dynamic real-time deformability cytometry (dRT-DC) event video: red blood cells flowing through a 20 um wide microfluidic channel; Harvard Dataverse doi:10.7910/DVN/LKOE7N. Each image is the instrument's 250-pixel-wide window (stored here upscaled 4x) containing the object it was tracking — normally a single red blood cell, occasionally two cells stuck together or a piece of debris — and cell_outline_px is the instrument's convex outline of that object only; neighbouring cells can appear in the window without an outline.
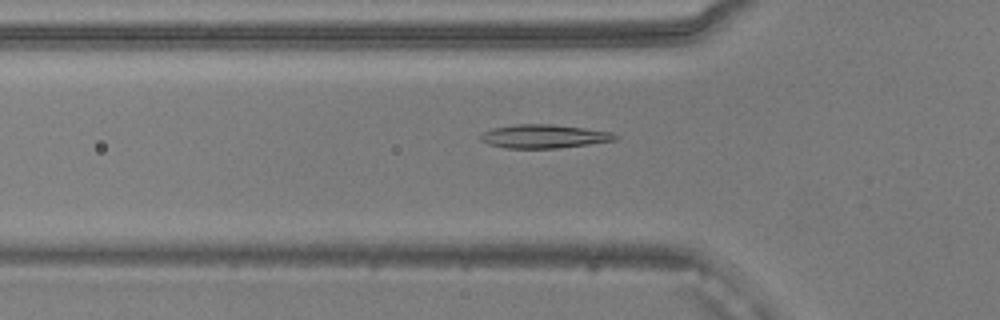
{"species": "common noctule bat (a hibernating species)", "species_latin": "Nyctalus noctula", "temperature_condition": "warm", "stored_images_in_passage": 36, "camera_frame_rate_fps": 3000, "um_per_image_px": 0.085, "animal": {"sex": "male", "body_mass_g": 20.5, "forearm_length_mm": 52.5}, "frame": {"image": 1, "passage_image": 12, "time_ms": 3.667, "image_size_px": [1000, 320], "cell_outline_px": [[620, 136], [616, 140], [560, 148], [504, 148], [488, 144], [480, 140], [480, 136], [484, 132], [492, 128], [516, 124], [552, 124], [584, 128], [612, 132]], "centroid_in_image_um": [46.24, 11.59], "position_along_channel_um": 79.6, "area_um2": 18.55}}
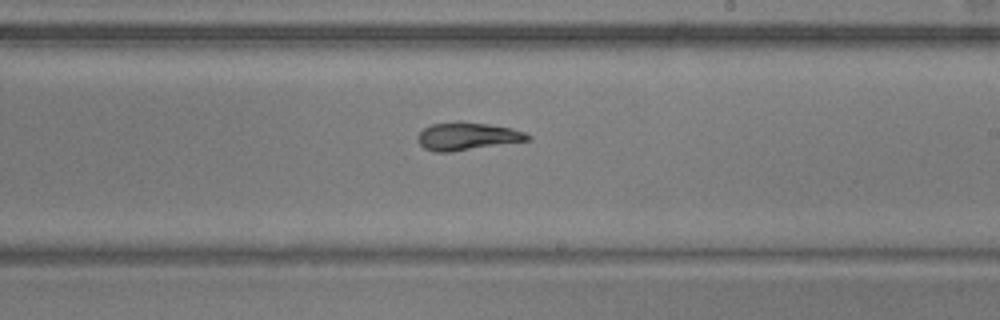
{"frame": {"image": 2, "passage_image": 25, "time_ms": 8.0, "image_size_px": [1000, 320], "cell_outline_px": [[532, 140], [448, 152], [432, 152], [424, 148], [416, 140], [416, 136], [424, 128], [432, 124], [460, 120], [488, 124], [512, 128], [524, 132], [532, 136]], "centroid_in_image_um": [39.71, 11.57], "position_along_channel_um": 249.3, "area_um2": 18.03}}
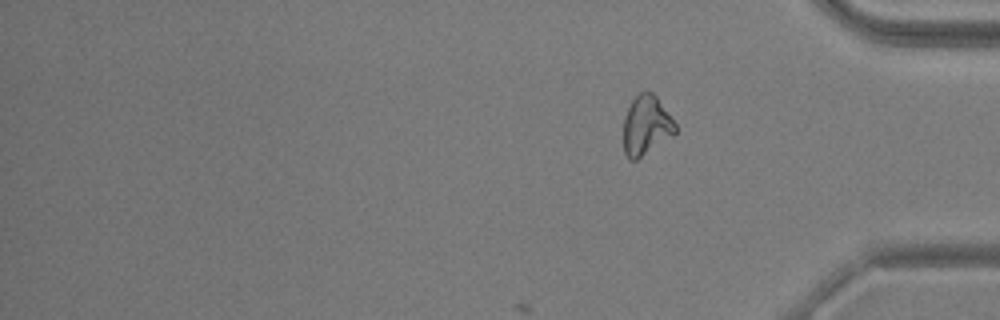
{"frame": {"image": 3, "passage_image": 36, "time_ms": 11.667, "image_size_px": [1000, 320], "cell_outline_px": [[676, 132], [636, 160], [632, 160], [624, 152], [624, 116], [632, 100], [644, 88], [652, 92], [656, 96], [676, 124]], "centroid_in_image_um": [54.91, 10.61], "position_along_channel_um": 380.3, "area_um2": 17.63}, "authors_computed_cell_mechanics": {"area_um2": 18.0336, "velocity_mm_per_s": 3.894, "shape_relaxation_time_tau1_ms": null, "shape_relaxation_time_tau2_ms": 2.4285, "deformation_change_tau1": null, "deformation_change_tau2": 0.074}}